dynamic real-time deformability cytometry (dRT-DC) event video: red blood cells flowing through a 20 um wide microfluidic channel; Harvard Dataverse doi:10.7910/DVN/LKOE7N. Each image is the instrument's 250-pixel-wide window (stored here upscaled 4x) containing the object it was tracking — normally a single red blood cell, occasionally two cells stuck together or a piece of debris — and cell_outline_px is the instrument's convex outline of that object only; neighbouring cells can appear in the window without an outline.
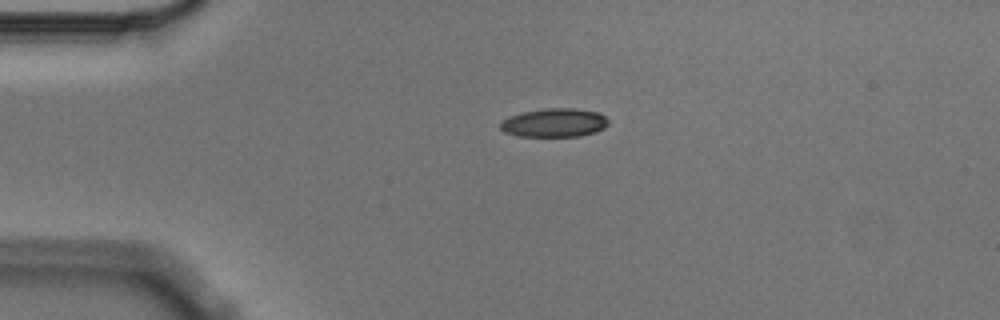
{"species": "Egyptian fruit bat (a non-hibernating species)", "species_latin": "Rousettus aegyptiacus", "temperature_condition": "cold", "stored_images_in_passage": 1, "camera_frame_rate_fps": 3000, "um_per_image_px": 0.085, "animal": {"sex": "male"}, "frame": {"image": 1, "passage_image": 1, "time_ms": 0.0, "image_size_px": [1000, 320], "cell_outline_px": [[608, 124], [604, 128], [596, 132], [580, 136], [520, 136], [504, 132], [500, 128], [500, 124], [508, 116], [524, 112], [548, 108], [576, 108], [596, 112], [604, 116], [608, 120]], "centroid_in_image_um": [47.13, 10.43], "position_along_channel_um": 37.9, "area_um2": 17.92}}